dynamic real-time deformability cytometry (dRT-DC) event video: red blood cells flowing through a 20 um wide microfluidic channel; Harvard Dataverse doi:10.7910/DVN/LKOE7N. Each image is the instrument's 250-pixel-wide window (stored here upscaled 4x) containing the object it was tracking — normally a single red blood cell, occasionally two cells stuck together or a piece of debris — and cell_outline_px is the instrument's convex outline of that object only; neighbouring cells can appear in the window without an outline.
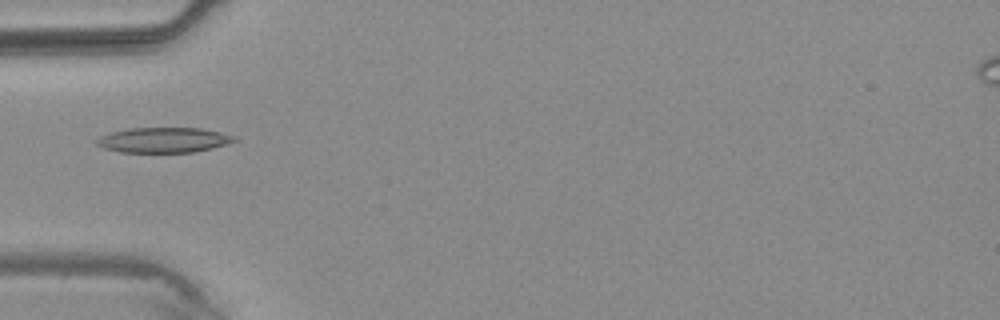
{"species": "common noctule bat (a hibernating species)", "species_latin": "Nyctalus noctula", "temperature_condition": "warm", "stored_images_in_passage": 3, "camera_frame_rate_fps": 3000, "um_per_image_px": 0.085, "animal": {"sex": "male", "body_mass_g": 20.4}, "frame": {"image": 1, "passage_image": 3, "time_ms": 2.333, "image_size_px": [1000, 320], "cell_outline_px": [[240, 140], [212, 148], [192, 152], [120, 152], [104, 148], [96, 144], [96, 140], [100, 136], [112, 132], [128, 128], [200, 128], [220, 132], [236, 136]], "centroid_in_image_um": [13.93, 11.9], "position_along_channel_um": 71.1, "area_um2": 20.17}}